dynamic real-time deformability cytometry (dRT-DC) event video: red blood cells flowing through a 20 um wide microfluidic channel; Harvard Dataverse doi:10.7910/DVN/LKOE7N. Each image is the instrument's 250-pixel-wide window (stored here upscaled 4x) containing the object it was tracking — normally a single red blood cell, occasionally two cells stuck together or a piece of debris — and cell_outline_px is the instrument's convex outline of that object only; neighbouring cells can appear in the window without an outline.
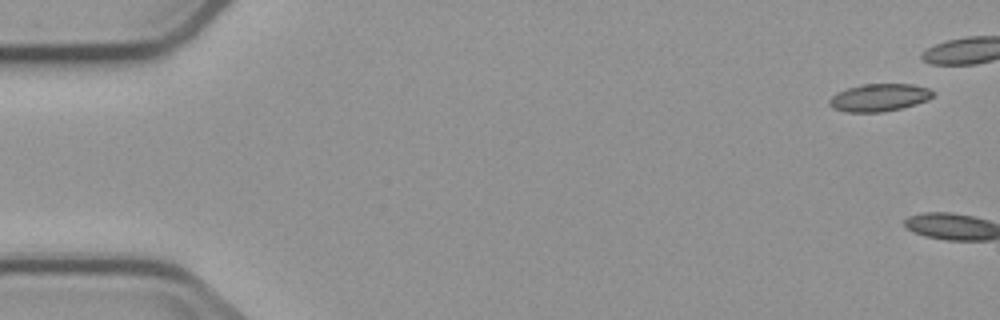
{"species": "common noctule bat (a hibernating species)", "species_latin": "Nyctalus noctula", "temperature_condition": "cold", "stored_images_in_passage": 7, "camera_frame_rate_fps": 3000, "um_per_image_px": 0.085, "animal": {"sex": "male", "body_mass_g": 23.1, "forearm_length_mm": 52.7}, "frame": {"image": 1, "passage_image": 1, "time_ms": 0.0, "image_size_px": [1000, 320], "cell_outline_px": [[936, 92], [928, 100], [916, 104], [884, 112], [848, 112], [832, 108], [828, 104], [828, 100], [836, 92], [848, 88], [864, 84], [912, 84], [928, 88]], "centroid_in_image_um": [74.73, 8.29], "position_along_channel_um": 10.3, "area_um2": 16.7}}